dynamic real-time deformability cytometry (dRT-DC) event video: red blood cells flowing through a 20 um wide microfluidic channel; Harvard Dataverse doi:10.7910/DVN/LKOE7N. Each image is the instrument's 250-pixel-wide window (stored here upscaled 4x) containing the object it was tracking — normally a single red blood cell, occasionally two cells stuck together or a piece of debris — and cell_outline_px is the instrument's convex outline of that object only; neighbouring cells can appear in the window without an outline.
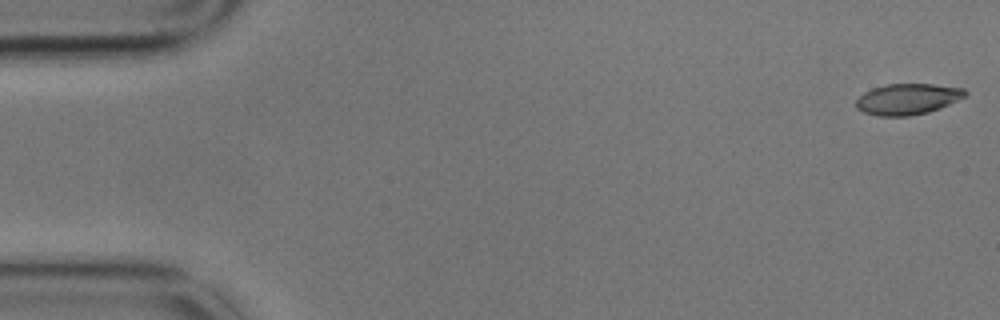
{"species": "common noctule bat (a hibernating species)", "species_latin": "Nyctalus noctula", "temperature_condition": "cold", "stored_images_in_passage": 15, "camera_frame_rate_fps": 3000, "um_per_image_px": 0.085, "animal": {"sex": "male", "body_mass_g": 17.9}, "frame": {"image": 1, "passage_image": 1, "time_ms": 0.0, "image_size_px": [1000, 320], "cell_outline_px": [[968, 92], [964, 96], [940, 108], [928, 112], [908, 116], [880, 116], [864, 112], [856, 108], [856, 100], [864, 92], [872, 88], [888, 84], [932, 84], [964, 88]], "centroid_in_image_um": [77.13, 8.42], "position_along_channel_um": 7.9, "area_um2": 19.54}}
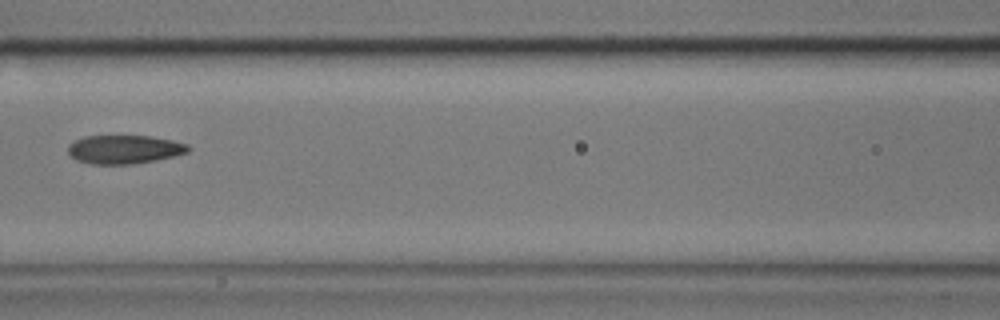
{"frame": {"image": 2, "passage_image": 7, "time_ms": 2.0, "image_size_px": [1000, 320], "cell_outline_px": [[192, 148], [188, 152], [156, 160], [132, 164], [92, 164], [76, 160], [68, 152], [68, 144], [84, 136], [152, 136], [172, 140], [188, 144]], "centroid_in_image_um": [10.58, 12.69], "position_along_channel_um": 156.0, "area_um2": 20.06}}
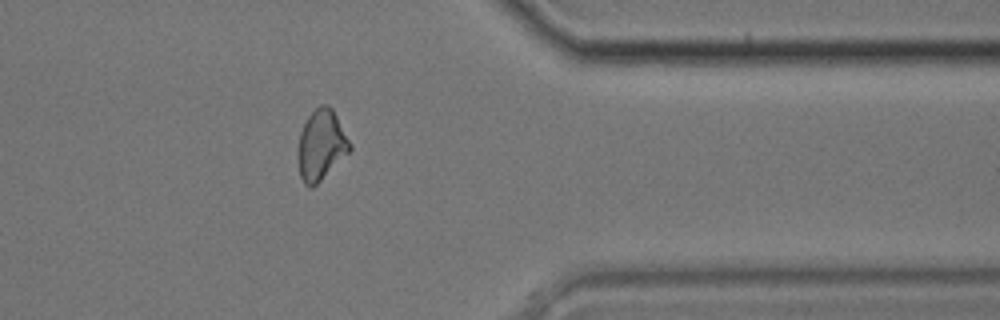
{"frame": {"image": 3, "passage_image": 13, "time_ms": 4.0, "image_size_px": [1000, 320], "cell_outline_px": [[352, 148], [312, 188], [308, 188], [304, 184], [300, 176], [296, 152], [300, 132], [308, 116], [320, 104], [328, 104], [332, 108], [352, 144]], "centroid_in_image_um": [27.27, 12.32], "position_along_channel_um": 384.1, "area_um2": 21.21}}